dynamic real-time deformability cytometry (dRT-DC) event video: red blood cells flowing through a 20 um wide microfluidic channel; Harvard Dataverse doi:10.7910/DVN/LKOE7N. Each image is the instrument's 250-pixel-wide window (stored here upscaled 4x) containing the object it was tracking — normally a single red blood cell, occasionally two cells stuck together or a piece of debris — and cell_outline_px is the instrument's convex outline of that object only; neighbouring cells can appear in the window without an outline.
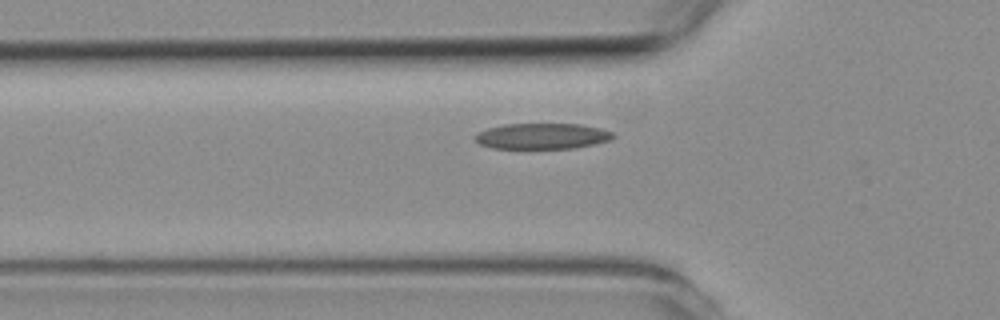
{"species": "common noctule bat (a hibernating species)", "species_latin": "Nyctalus noctula", "temperature_condition": "room temperature", "stored_images_in_passage": 4, "camera_frame_rate_fps": 3000, "um_per_image_px": 0.085, "animal": {"sex": "female", "body_mass_g": 19.3, "forearm_length_mm": 54.1}, "frame": {"image": 1, "passage_image": 4, "time_ms": 6.0, "image_size_px": [1000, 320], "cell_outline_px": [[616, 136], [612, 140], [572, 148], [492, 148], [480, 144], [476, 140], [476, 136], [480, 132], [488, 128], [504, 124], [580, 124], [600, 128], [612, 132]], "centroid_in_image_um": [46.12, 11.56], "position_along_channel_um": 79.7, "area_um2": 20.52}}